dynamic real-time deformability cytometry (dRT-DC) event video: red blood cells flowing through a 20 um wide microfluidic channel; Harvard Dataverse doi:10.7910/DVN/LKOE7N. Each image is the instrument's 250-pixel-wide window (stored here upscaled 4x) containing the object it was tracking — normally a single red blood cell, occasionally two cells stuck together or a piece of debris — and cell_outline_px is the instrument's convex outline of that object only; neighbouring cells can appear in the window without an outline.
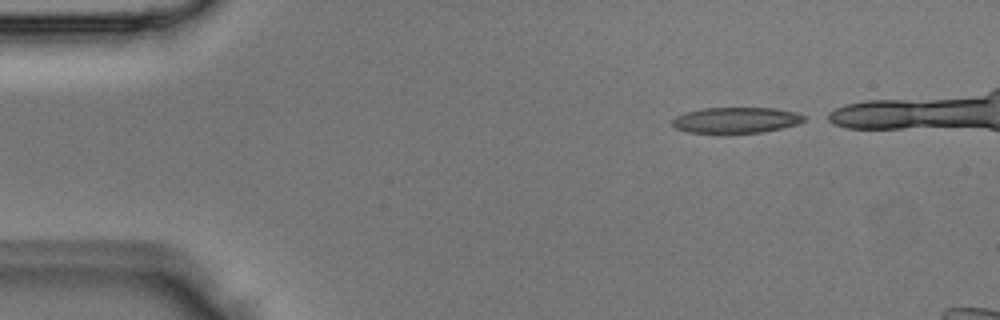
{"species": "Egyptian fruit bat (a non-hibernating species)", "species_latin": "Rousettus aegyptiacus", "temperature_condition": "room temperature", "stored_images_in_passage": 3, "camera_frame_rate_fps": 3000, "um_per_image_px": 0.085, "animal": {"sex": "male"}, "frame": {"image": 1, "passage_image": 1, "time_ms": 0.0, "image_size_px": [1000, 320], "cell_outline_px": [[808, 116], [804, 120], [796, 124], [780, 128], [760, 132], [728, 136], [720, 136], [688, 132], [676, 128], [672, 124], [672, 120], [676, 116], [688, 112], [704, 108], [776, 108], [796, 112]], "centroid_in_image_um": [62.54, 10.26], "position_along_channel_um": 22.5, "area_um2": 20.58}}